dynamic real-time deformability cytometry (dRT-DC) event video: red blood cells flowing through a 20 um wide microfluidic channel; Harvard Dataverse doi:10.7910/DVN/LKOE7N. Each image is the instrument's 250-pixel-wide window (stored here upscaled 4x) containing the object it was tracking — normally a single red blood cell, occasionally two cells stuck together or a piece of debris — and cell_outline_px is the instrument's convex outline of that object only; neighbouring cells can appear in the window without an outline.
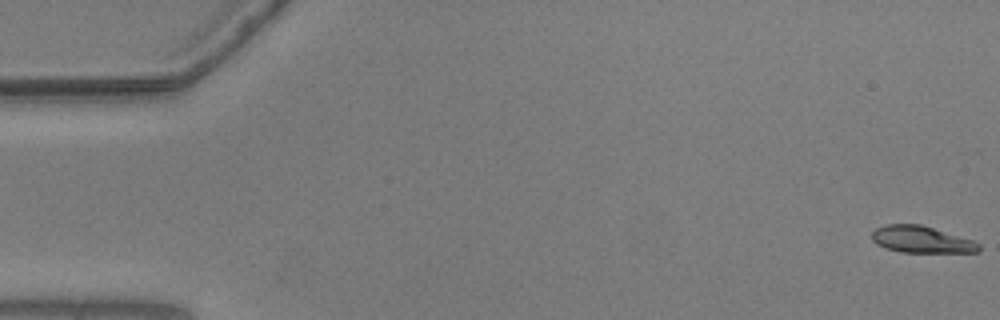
{"species": "common noctule bat (a hibernating species)", "species_latin": "Nyctalus noctula", "temperature_condition": "warm", "stored_images_in_passage": 51, "camera_frame_rate_fps": 3000, "um_per_image_px": 0.085, "animal": {"sex": "male", "body_mass_g": 20.5, "forearm_length_mm": 52.5}, "frame": {"image": 1, "passage_image": 1, "time_ms": 0.0, "image_size_px": [1000, 320], "cell_outline_px": [[980, 248], [976, 252], [900, 252], [884, 248], [876, 244], [872, 240], [872, 232], [876, 228], [884, 224], [920, 224], [972, 240], [980, 244]], "centroid_in_image_um": [78.26, 20.36], "position_along_channel_um": 6.7, "area_um2": 16.59}}
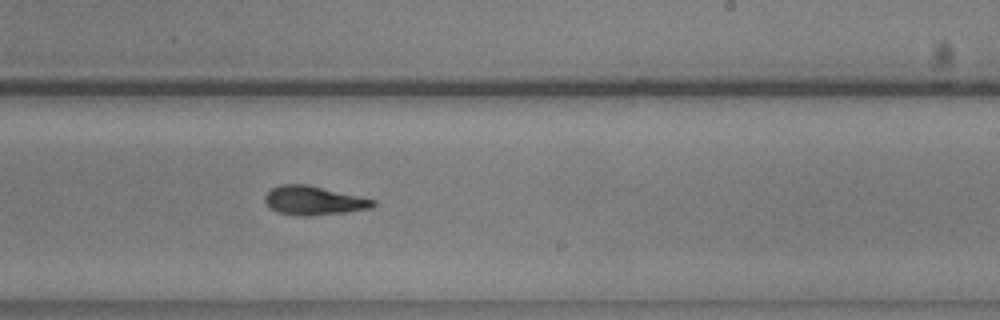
{"frame": {"image": 2, "passage_image": 34, "time_ms": 11.0, "image_size_px": [1000, 320], "cell_outline_px": [[376, 204], [372, 208], [344, 212], [308, 216], [296, 216], [276, 212], [264, 200], [264, 196], [272, 188], [280, 184], [308, 184], [376, 200]], "centroid_in_image_um": [26.66, 17.04], "position_along_channel_um": 262.3, "area_um2": 18.21}}
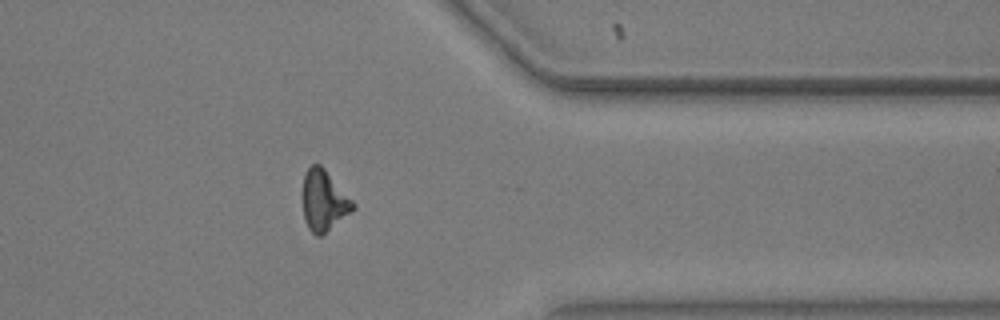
{"frame": {"image": 3, "passage_image": 45, "time_ms": 14.667, "image_size_px": [1000, 320], "cell_outline_px": [[356, 208], [352, 212], [320, 236], [316, 236], [308, 228], [304, 220], [300, 196], [300, 192], [304, 172], [312, 164], [320, 164], [324, 168], [356, 204]], "centroid_in_image_um": [27.47, 17.04], "position_along_channel_um": 383.9, "area_um2": 18.32}, "authors_computed_cell_mechanics": {"area_um2": 18.0914, "velocity_mm_per_s": 3.6557, "shape_relaxation_time_tau1_ms": 3.2732, "shape_relaxation_time_tau2_ms": 3.8137, "deformation_change_tau1": 0.1496, "deformation_change_tau2": 0.1109}}